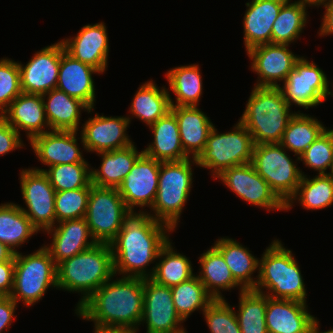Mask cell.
<instances>
[{
  "label": "cell",
  "mask_w": 333,
  "mask_h": 333,
  "mask_svg": "<svg viewBox=\"0 0 333 333\" xmlns=\"http://www.w3.org/2000/svg\"><path fill=\"white\" fill-rule=\"evenodd\" d=\"M23 146L25 147L21 134L8 124L3 115H0V157Z\"/></svg>",
  "instance_id": "cell-46"
},
{
  "label": "cell",
  "mask_w": 333,
  "mask_h": 333,
  "mask_svg": "<svg viewBox=\"0 0 333 333\" xmlns=\"http://www.w3.org/2000/svg\"><path fill=\"white\" fill-rule=\"evenodd\" d=\"M42 98L50 130L78 132L80 131L81 111L92 114L95 109L89 108L82 101L70 97L58 89L45 93Z\"/></svg>",
  "instance_id": "cell-28"
},
{
  "label": "cell",
  "mask_w": 333,
  "mask_h": 333,
  "mask_svg": "<svg viewBox=\"0 0 333 333\" xmlns=\"http://www.w3.org/2000/svg\"><path fill=\"white\" fill-rule=\"evenodd\" d=\"M199 64L180 65L165 73L167 83L175 101L170 95L171 106H199L203 95V82Z\"/></svg>",
  "instance_id": "cell-33"
},
{
  "label": "cell",
  "mask_w": 333,
  "mask_h": 333,
  "mask_svg": "<svg viewBox=\"0 0 333 333\" xmlns=\"http://www.w3.org/2000/svg\"><path fill=\"white\" fill-rule=\"evenodd\" d=\"M239 121L255 145L281 143L284 131L295 115L278 87L253 86Z\"/></svg>",
  "instance_id": "cell-5"
},
{
  "label": "cell",
  "mask_w": 333,
  "mask_h": 333,
  "mask_svg": "<svg viewBox=\"0 0 333 333\" xmlns=\"http://www.w3.org/2000/svg\"><path fill=\"white\" fill-rule=\"evenodd\" d=\"M198 259L201 268L196 276L214 299H225L221 290L222 292L235 288H238L239 292L245 290L234 279L224 257L214 246L204 251Z\"/></svg>",
  "instance_id": "cell-32"
},
{
  "label": "cell",
  "mask_w": 333,
  "mask_h": 333,
  "mask_svg": "<svg viewBox=\"0 0 333 333\" xmlns=\"http://www.w3.org/2000/svg\"><path fill=\"white\" fill-rule=\"evenodd\" d=\"M64 50L60 40L35 52L26 65L18 61L22 93L44 95L56 89Z\"/></svg>",
  "instance_id": "cell-18"
},
{
  "label": "cell",
  "mask_w": 333,
  "mask_h": 333,
  "mask_svg": "<svg viewBox=\"0 0 333 333\" xmlns=\"http://www.w3.org/2000/svg\"><path fill=\"white\" fill-rule=\"evenodd\" d=\"M15 260V253L5 244L0 242V263Z\"/></svg>",
  "instance_id": "cell-51"
},
{
  "label": "cell",
  "mask_w": 333,
  "mask_h": 333,
  "mask_svg": "<svg viewBox=\"0 0 333 333\" xmlns=\"http://www.w3.org/2000/svg\"><path fill=\"white\" fill-rule=\"evenodd\" d=\"M58 290L57 265L50 252L42 245L35 252L15 253L13 289L10 297L26 307L38 303L48 288Z\"/></svg>",
  "instance_id": "cell-7"
},
{
  "label": "cell",
  "mask_w": 333,
  "mask_h": 333,
  "mask_svg": "<svg viewBox=\"0 0 333 333\" xmlns=\"http://www.w3.org/2000/svg\"><path fill=\"white\" fill-rule=\"evenodd\" d=\"M114 275L110 244L96 243L57 265V286L64 292L80 293L76 310Z\"/></svg>",
  "instance_id": "cell-3"
},
{
  "label": "cell",
  "mask_w": 333,
  "mask_h": 333,
  "mask_svg": "<svg viewBox=\"0 0 333 333\" xmlns=\"http://www.w3.org/2000/svg\"><path fill=\"white\" fill-rule=\"evenodd\" d=\"M97 154L102 161L98 169L91 167V184L118 189L137 159L143 154V150L139 152L133 143L123 149Z\"/></svg>",
  "instance_id": "cell-29"
},
{
  "label": "cell",
  "mask_w": 333,
  "mask_h": 333,
  "mask_svg": "<svg viewBox=\"0 0 333 333\" xmlns=\"http://www.w3.org/2000/svg\"><path fill=\"white\" fill-rule=\"evenodd\" d=\"M213 246L222 254L234 279L245 289H255L259 273V259L237 240L233 238H218Z\"/></svg>",
  "instance_id": "cell-30"
},
{
  "label": "cell",
  "mask_w": 333,
  "mask_h": 333,
  "mask_svg": "<svg viewBox=\"0 0 333 333\" xmlns=\"http://www.w3.org/2000/svg\"><path fill=\"white\" fill-rule=\"evenodd\" d=\"M325 8L322 16V23L319 27L318 35L320 37L333 35V0H328L320 5Z\"/></svg>",
  "instance_id": "cell-49"
},
{
  "label": "cell",
  "mask_w": 333,
  "mask_h": 333,
  "mask_svg": "<svg viewBox=\"0 0 333 333\" xmlns=\"http://www.w3.org/2000/svg\"><path fill=\"white\" fill-rule=\"evenodd\" d=\"M39 230L32 224L19 204L5 202L0 204V242L7 245L14 253H18L29 238Z\"/></svg>",
  "instance_id": "cell-34"
},
{
  "label": "cell",
  "mask_w": 333,
  "mask_h": 333,
  "mask_svg": "<svg viewBox=\"0 0 333 333\" xmlns=\"http://www.w3.org/2000/svg\"><path fill=\"white\" fill-rule=\"evenodd\" d=\"M80 143L89 153L123 149L135 143L127 134L130 121L127 116H104L95 113L81 124Z\"/></svg>",
  "instance_id": "cell-16"
},
{
  "label": "cell",
  "mask_w": 333,
  "mask_h": 333,
  "mask_svg": "<svg viewBox=\"0 0 333 333\" xmlns=\"http://www.w3.org/2000/svg\"><path fill=\"white\" fill-rule=\"evenodd\" d=\"M287 44H261L246 53L251 60V71L258 75L254 86L278 87L294 69L300 55L294 54Z\"/></svg>",
  "instance_id": "cell-17"
},
{
  "label": "cell",
  "mask_w": 333,
  "mask_h": 333,
  "mask_svg": "<svg viewBox=\"0 0 333 333\" xmlns=\"http://www.w3.org/2000/svg\"><path fill=\"white\" fill-rule=\"evenodd\" d=\"M328 175L333 178V162H332V166L330 168V172H328Z\"/></svg>",
  "instance_id": "cell-54"
},
{
  "label": "cell",
  "mask_w": 333,
  "mask_h": 333,
  "mask_svg": "<svg viewBox=\"0 0 333 333\" xmlns=\"http://www.w3.org/2000/svg\"><path fill=\"white\" fill-rule=\"evenodd\" d=\"M320 323L319 320L317 319V317L313 320L312 324L309 327V330L307 333H333V328L327 330V331H321L320 332Z\"/></svg>",
  "instance_id": "cell-52"
},
{
  "label": "cell",
  "mask_w": 333,
  "mask_h": 333,
  "mask_svg": "<svg viewBox=\"0 0 333 333\" xmlns=\"http://www.w3.org/2000/svg\"><path fill=\"white\" fill-rule=\"evenodd\" d=\"M184 320L178 315L172 299L171 287L151 278L144 279L143 317L146 333H183Z\"/></svg>",
  "instance_id": "cell-14"
},
{
  "label": "cell",
  "mask_w": 333,
  "mask_h": 333,
  "mask_svg": "<svg viewBox=\"0 0 333 333\" xmlns=\"http://www.w3.org/2000/svg\"><path fill=\"white\" fill-rule=\"evenodd\" d=\"M130 214L117 188L91 184L85 219L96 243L110 244Z\"/></svg>",
  "instance_id": "cell-10"
},
{
  "label": "cell",
  "mask_w": 333,
  "mask_h": 333,
  "mask_svg": "<svg viewBox=\"0 0 333 333\" xmlns=\"http://www.w3.org/2000/svg\"><path fill=\"white\" fill-rule=\"evenodd\" d=\"M254 145L251 134L240 121L225 133H220L214 125L204 150L196 158L197 167L209 169L215 180L228 168L251 163Z\"/></svg>",
  "instance_id": "cell-8"
},
{
  "label": "cell",
  "mask_w": 333,
  "mask_h": 333,
  "mask_svg": "<svg viewBox=\"0 0 333 333\" xmlns=\"http://www.w3.org/2000/svg\"><path fill=\"white\" fill-rule=\"evenodd\" d=\"M287 0L272 26L271 43L291 45L299 39L307 26L311 6L299 0Z\"/></svg>",
  "instance_id": "cell-35"
},
{
  "label": "cell",
  "mask_w": 333,
  "mask_h": 333,
  "mask_svg": "<svg viewBox=\"0 0 333 333\" xmlns=\"http://www.w3.org/2000/svg\"><path fill=\"white\" fill-rule=\"evenodd\" d=\"M286 1L251 0L245 3L247 9L242 24L246 52L254 46L271 43L272 26Z\"/></svg>",
  "instance_id": "cell-25"
},
{
  "label": "cell",
  "mask_w": 333,
  "mask_h": 333,
  "mask_svg": "<svg viewBox=\"0 0 333 333\" xmlns=\"http://www.w3.org/2000/svg\"><path fill=\"white\" fill-rule=\"evenodd\" d=\"M173 230L147 213H131L116 238L110 243L114 274L151 278L160 250L170 240Z\"/></svg>",
  "instance_id": "cell-1"
},
{
  "label": "cell",
  "mask_w": 333,
  "mask_h": 333,
  "mask_svg": "<svg viewBox=\"0 0 333 333\" xmlns=\"http://www.w3.org/2000/svg\"><path fill=\"white\" fill-rule=\"evenodd\" d=\"M294 255L281 240H272L259 259V276L254 290L273 299L307 303L303 275Z\"/></svg>",
  "instance_id": "cell-4"
},
{
  "label": "cell",
  "mask_w": 333,
  "mask_h": 333,
  "mask_svg": "<svg viewBox=\"0 0 333 333\" xmlns=\"http://www.w3.org/2000/svg\"><path fill=\"white\" fill-rule=\"evenodd\" d=\"M299 161L317 175H328L333 162V129L326 128L299 156Z\"/></svg>",
  "instance_id": "cell-42"
},
{
  "label": "cell",
  "mask_w": 333,
  "mask_h": 333,
  "mask_svg": "<svg viewBox=\"0 0 333 333\" xmlns=\"http://www.w3.org/2000/svg\"><path fill=\"white\" fill-rule=\"evenodd\" d=\"M331 86L333 88L332 82H331ZM330 95H331V97H333V91L332 90L330 91Z\"/></svg>",
  "instance_id": "cell-55"
},
{
  "label": "cell",
  "mask_w": 333,
  "mask_h": 333,
  "mask_svg": "<svg viewBox=\"0 0 333 333\" xmlns=\"http://www.w3.org/2000/svg\"><path fill=\"white\" fill-rule=\"evenodd\" d=\"M15 260L0 263V296H10L13 289Z\"/></svg>",
  "instance_id": "cell-48"
},
{
  "label": "cell",
  "mask_w": 333,
  "mask_h": 333,
  "mask_svg": "<svg viewBox=\"0 0 333 333\" xmlns=\"http://www.w3.org/2000/svg\"><path fill=\"white\" fill-rule=\"evenodd\" d=\"M2 115L19 134L25 132L28 142L50 131L42 95L21 93Z\"/></svg>",
  "instance_id": "cell-23"
},
{
  "label": "cell",
  "mask_w": 333,
  "mask_h": 333,
  "mask_svg": "<svg viewBox=\"0 0 333 333\" xmlns=\"http://www.w3.org/2000/svg\"><path fill=\"white\" fill-rule=\"evenodd\" d=\"M175 114L182 148L190 158H197L206 146L214 124L198 106H171Z\"/></svg>",
  "instance_id": "cell-26"
},
{
  "label": "cell",
  "mask_w": 333,
  "mask_h": 333,
  "mask_svg": "<svg viewBox=\"0 0 333 333\" xmlns=\"http://www.w3.org/2000/svg\"><path fill=\"white\" fill-rule=\"evenodd\" d=\"M170 94L165 86L159 88L152 79L142 83L131 100L129 115H127L130 123L131 118L135 117L149 127L165 116L171 111Z\"/></svg>",
  "instance_id": "cell-31"
},
{
  "label": "cell",
  "mask_w": 333,
  "mask_h": 333,
  "mask_svg": "<svg viewBox=\"0 0 333 333\" xmlns=\"http://www.w3.org/2000/svg\"><path fill=\"white\" fill-rule=\"evenodd\" d=\"M139 330L134 328L121 327H94L93 333H138Z\"/></svg>",
  "instance_id": "cell-50"
},
{
  "label": "cell",
  "mask_w": 333,
  "mask_h": 333,
  "mask_svg": "<svg viewBox=\"0 0 333 333\" xmlns=\"http://www.w3.org/2000/svg\"><path fill=\"white\" fill-rule=\"evenodd\" d=\"M329 82L325 72L315 62L301 56L278 88L290 107L295 105L307 110L328 99L331 91Z\"/></svg>",
  "instance_id": "cell-11"
},
{
  "label": "cell",
  "mask_w": 333,
  "mask_h": 333,
  "mask_svg": "<svg viewBox=\"0 0 333 333\" xmlns=\"http://www.w3.org/2000/svg\"><path fill=\"white\" fill-rule=\"evenodd\" d=\"M172 240L160 250L151 279L158 284L172 287L195 276L191 260L174 250Z\"/></svg>",
  "instance_id": "cell-36"
},
{
  "label": "cell",
  "mask_w": 333,
  "mask_h": 333,
  "mask_svg": "<svg viewBox=\"0 0 333 333\" xmlns=\"http://www.w3.org/2000/svg\"><path fill=\"white\" fill-rule=\"evenodd\" d=\"M44 233L52 237L51 243L43 246L56 265L96 244L85 217L59 222Z\"/></svg>",
  "instance_id": "cell-21"
},
{
  "label": "cell",
  "mask_w": 333,
  "mask_h": 333,
  "mask_svg": "<svg viewBox=\"0 0 333 333\" xmlns=\"http://www.w3.org/2000/svg\"><path fill=\"white\" fill-rule=\"evenodd\" d=\"M280 143L254 145L251 164L268 183L271 190L286 205L295 195L301 179L306 174L292 160ZM297 163V164H296Z\"/></svg>",
  "instance_id": "cell-9"
},
{
  "label": "cell",
  "mask_w": 333,
  "mask_h": 333,
  "mask_svg": "<svg viewBox=\"0 0 333 333\" xmlns=\"http://www.w3.org/2000/svg\"><path fill=\"white\" fill-rule=\"evenodd\" d=\"M91 164L88 162H76L58 164L47 169L32 167L44 171L55 191H66L79 188H91Z\"/></svg>",
  "instance_id": "cell-41"
},
{
  "label": "cell",
  "mask_w": 333,
  "mask_h": 333,
  "mask_svg": "<svg viewBox=\"0 0 333 333\" xmlns=\"http://www.w3.org/2000/svg\"><path fill=\"white\" fill-rule=\"evenodd\" d=\"M77 131L50 130L34 137L30 142L38 161L45 166L87 162L79 148ZM80 136V137H77Z\"/></svg>",
  "instance_id": "cell-20"
},
{
  "label": "cell",
  "mask_w": 333,
  "mask_h": 333,
  "mask_svg": "<svg viewBox=\"0 0 333 333\" xmlns=\"http://www.w3.org/2000/svg\"><path fill=\"white\" fill-rule=\"evenodd\" d=\"M114 275L75 311L93 327H121L139 330L143 317L144 279Z\"/></svg>",
  "instance_id": "cell-2"
},
{
  "label": "cell",
  "mask_w": 333,
  "mask_h": 333,
  "mask_svg": "<svg viewBox=\"0 0 333 333\" xmlns=\"http://www.w3.org/2000/svg\"><path fill=\"white\" fill-rule=\"evenodd\" d=\"M16 307L17 303L10 296H0V333L8 332L11 323L16 322Z\"/></svg>",
  "instance_id": "cell-47"
},
{
  "label": "cell",
  "mask_w": 333,
  "mask_h": 333,
  "mask_svg": "<svg viewBox=\"0 0 333 333\" xmlns=\"http://www.w3.org/2000/svg\"><path fill=\"white\" fill-rule=\"evenodd\" d=\"M89 194L90 188L56 191V223L84 218L87 212Z\"/></svg>",
  "instance_id": "cell-43"
},
{
  "label": "cell",
  "mask_w": 333,
  "mask_h": 333,
  "mask_svg": "<svg viewBox=\"0 0 333 333\" xmlns=\"http://www.w3.org/2000/svg\"><path fill=\"white\" fill-rule=\"evenodd\" d=\"M194 164L197 167L196 158L160 162L157 196L150 212L148 210L146 213L173 231L178 227L182 211L190 197Z\"/></svg>",
  "instance_id": "cell-6"
},
{
  "label": "cell",
  "mask_w": 333,
  "mask_h": 333,
  "mask_svg": "<svg viewBox=\"0 0 333 333\" xmlns=\"http://www.w3.org/2000/svg\"><path fill=\"white\" fill-rule=\"evenodd\" d=\"M22 93L18 61L8 57L0 59V115Z\"/></svg>",
  "instance_id": "cell-45"
},
{
  "label": "cell",
  "mask_w": 333,
  "mask_h": 333,
  "mask_svg": "<svg viewBox=\"0 0 333 333\" xmlns=\"http://www.w3.org/2000/svg\"><path fill=\"white\" fill-rule=\"evenodd\" d=\"M159 171L160 162L143 153L124 178L118 191L131 213H146L145 207L151 209L157 196ZM138 207L141 210L136 211Z\"/></svg>",
  "instance_id": "cell-15"
},
{
  "label": "cell",
  "mask_w": 333,
  "mask_h": 333,
  "mask_svg": "<svg viewBox=\"0 0 333 333\" xmlns=\"http://www.w3.org/2000/svg\"><path fill=\"white\" fill-rule=\"evenodd\" d=\"M94 74L102 73L94 67L76 60L64 50L61 54L56 89L82 101L89 108H94L96 103Z\"/></svg>",
  "instance_id": "cell-22"
},
{
  "label": "cell",
  "mask_w": 333,
  "mask_h": 333,
  "mask_svg": "<svg viewBox=\"0 0 333 333\" xmlns=\"http://www.w3.org/2000/svg\"><path fill=\"white\" fill-rule=\"evenodd\" d=\"M20 190L26 207L19 205L32 224L43 233L56 224L55 189L47 174L34 168L21 169Z\"/></svg>",
  "instance_id": "cell-12"
},
{
  "label": "cell",
  "mask_w": 333,
  "mask_h": 333,
  "mask_svg": "<svg viewBox=\"0 0 333 333\" xmlns=\"http://www.w3.org/2000/svg\"><path fill=\"white\" fill-rule=\"evenodd\" d=\"M220 179L240 199L251 205L270 211H286V205L271 190L268 183L255 171L251 163L224 170Z\"/></svg>",
  "instance_id": "cell-13"
},
{
  "label": "cell",
  "mask_w": 333,
  "mask_h": 333,
  "mask_svg": "<svg viewBox=\"0 0 333 333\" xmlns=\"http://www.w3.org/2000/svg\"><path fill=\"white\" fill-rule=\"evenodd\" d=\"M298 110L284 131L281 145L299 157L327 128L316 117Z\"/></svg>",
  "instance_id": "cell-38"
},
{
  "label": "cell",
  "mask_w": 333,
  "mask_h": 333,
  "mask_svg": "<svg viewBox=\"0 0 333 333\" xmlns=\"http://www.w3.org/2000/svg\"><path fill=\"white\" fill-rule=\"evenodd\" d=\"M234 307L225 299H215L203 311L210 333H241Z\"/></svg>",
  "instance_id": "cell-44"
},
{
  "label": "cell",
  "mask_w": 333,
  "mask_h": 333,
  "mask_svg": "<svg viewBox=\"0 0 333 333\" xmlns=\"http://www.w3.org/2000/svg\"><path fill=\"white\" fill-rule=\"evenodd\" d=\"M238 310H234L241 333H268L265 322L267 295L254 289L239 292Z\"/></svg>",
  "instance_id": "cell-39"
},
{
  "label": "cell",
  "mask_w": 333,
  "mask_h": 333,
  "mask_svg": "<svg viewBox=\"0 0 333 333\" xmlns=\"http://www.w3.org/2000/svg\"><path fill=\"white\" fill-rule=\"evenodd\" d=\"M306 210H322L333 206V178L329 175L303 176L295 195L286 204V211L294 203Z\"/></svg>",
  "instance_id": "cell-37"
},
{
  "label": "cell",
  "mask_w": 333,
  "mask_h": 333,
  "mask_svg": "<svg viewBox=\"0 0 333 333\" xmlns=\"http://www.w3.org/2000/svg\"><path fill=\"white\" fill-rule=\"evenodd\" d=\"M104 22L86 24L72 38L61 39L65 51L102 74L108 67L109 37Z\"/></svg>",
  "instance_id": "cell-19"
},
{
  "label": "cell",
  "mask_w": 333,
  "mask_h": 333,
  "mask_svg": "<svg viewBox=\"0 0 333 333\" xmlns=\"http://www.w3.org/2000/svg\"><path fill=\"white\" fill-rule=\"evenodd\" d=\"M299 1L306 3V4L310 5L311 7L319 8L322 3H324L328 0H299Z\"/></svg>",
  "instance_id": "cell-53"
},
{
  "label": "cell",
  "mask_w": 333,
  "mask_h": 333,
  "mask_svg": "<svg viewBox=\"0 0 333 333\" xmlns=\"http://www.w3.org/2000/svg\"><path fill=\"white\" fill-rule=\"evenodd\" d=\"M305 302L267 296L265 322L268 333H307L313 320Z\"/></svg>",
  "instance_id": "cell-24"
},
{
  "label": "cell",
  "mask_w": 333,
  "mask_h": 333,
  "mask_svg": "<svg viewBox=\"0 0 333 333\" xmlns=\"http://www.w3.org/2000/svg\"><path fill=\"white\" fill-rule=\"evenodd\" d=\"M172 299L178 315L186 322L195 311H203L215 300L195 275L188 281L171 287Z\"/></svg>",
  "instance_id": "cell-40"
},
{
  "label": "cell",
  "mask_w": 333,
  "mask_h": 333,
  "mask_svg": "<svg viewBox=\"0 0 333 333\" xmlns=\"http://www.w3.org/2000/svg\"><path fill=\"white\" fill-rule=\"evenodd\" d=\"M153 136L143 153L159 162L180 161L190 158L183 150L175 114L169 111L148 127Z\"/></svg>",
  "instance_id": "cell-27"
}]
</instances>
